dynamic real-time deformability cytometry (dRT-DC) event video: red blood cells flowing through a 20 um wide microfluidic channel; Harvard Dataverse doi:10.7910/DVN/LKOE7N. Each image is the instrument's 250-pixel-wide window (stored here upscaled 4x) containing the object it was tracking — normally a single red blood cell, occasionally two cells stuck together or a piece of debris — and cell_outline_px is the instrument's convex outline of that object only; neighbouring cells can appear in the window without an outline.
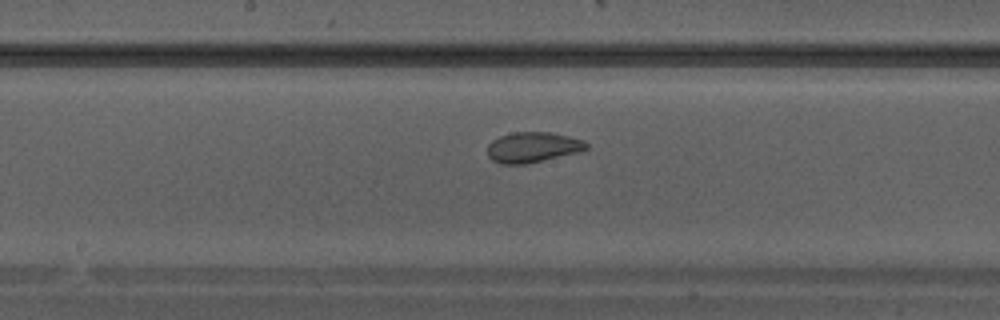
{"species": "Egyptian fruit bat (a non-hibernating species)", "species_latin": "Rousettus aegyptiacus", "temperature_condition": "warm", "stored_images_in_passage": 16, "camera_frame_rate_fps": 3000, "um_per_image_px": 0.085, "animal": {"sex": "male"}, "frame": {"image": 1, "passage_image": 14, "time_ms": 4.333, "image_size_px": [1000, 320], "cell_outline_px": [[588, 148], [580, 152], [524, 164], [500, 164], [492, 160], [488, 156], [488, 144], [492, 140], [500, 136], [512, 132], [552, 132], [584, 140], [588, 144]], "centroid_in_image_um": [45.28, 12.51], "position_along_channel_um": 202.9, "area_um2": 17.57}}